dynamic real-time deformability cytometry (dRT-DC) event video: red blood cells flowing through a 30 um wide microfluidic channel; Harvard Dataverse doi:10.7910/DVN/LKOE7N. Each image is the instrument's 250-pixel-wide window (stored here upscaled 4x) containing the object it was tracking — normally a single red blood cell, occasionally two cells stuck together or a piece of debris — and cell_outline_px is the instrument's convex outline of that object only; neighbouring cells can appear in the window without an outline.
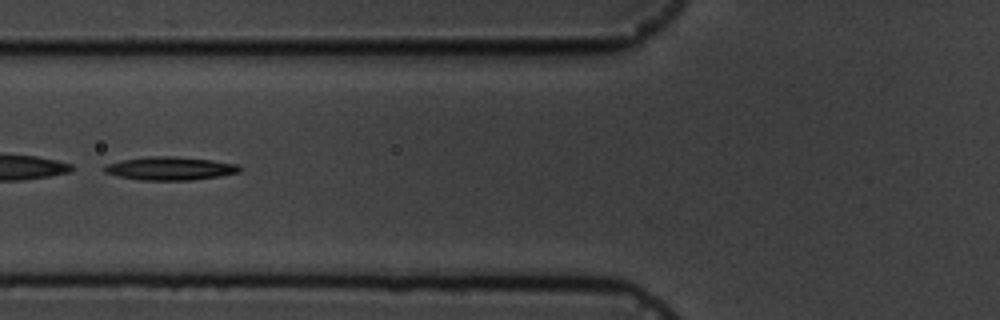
{"species": "common noctule bat (a hibernating species)", "species_latin": "Nyctalus noctula", "temperature_condition": "cold", "stored_images_in_passage": 8, "camera_frame_rate_fps": 3000, "um_per_image_px": 0.085, "animal": {"sex": "male", "body_mass_g": 19.5, "forearm_length_mm": 54.6}, "frame": {"image": 1, "passage_image": 6, "time_ms": 5.667, "image_size_px": [1000, 320], "cell_outline_px": [[240, 172], [220, 176], [192, 180], [140, 180], [116, 176], [104, 172], [104, 164], [124, 160], [148, 156], [172, 156], [212, 160], [236, 164], [240, 168]], "centroid_in_image_um": [14.42, 14.32], "position_along_channel_um": 111.4, "area_um2": 18.32}}
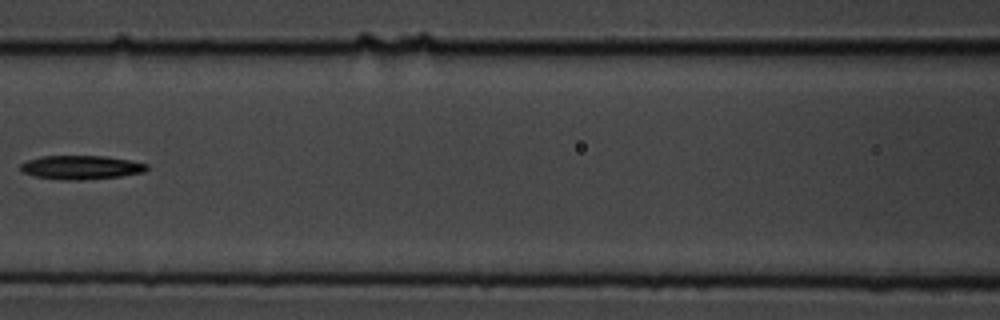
{"frame": {"image": 2, "passage_image": 7, "time_ms": 7.0, "image_size_px": [1000, 320], "cell_outline_px": [[148, 168], [144, 172], [120, 176], [84, 180], [60, 180], [36, 176], [20, 172], [20, 164], [28, 160], [44, 156], [104, 156], [128, 160], [148, 164]], "centroid_in_image_um": [6.87, 14.23], "position_along_channel_um": 159.7, "area_um2": 17.51}}
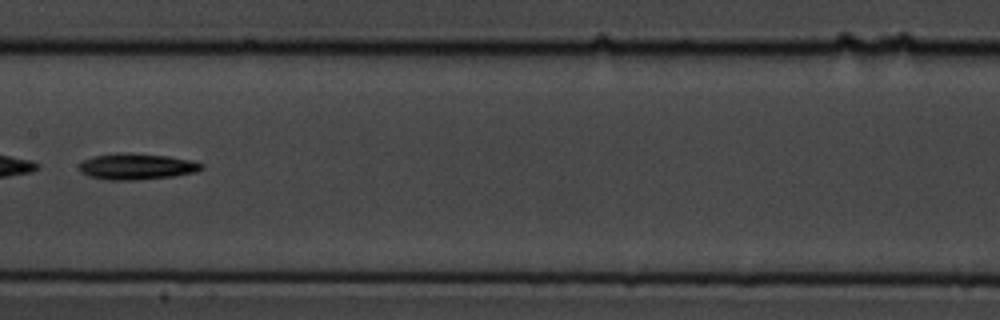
{"frame": {"image": 3, "passage_image": 8, "time_ms": 8.0, "image_size_px": [1000, 320], "cell_outline_px": [[204, 168], [196, 172], [172, 176], [136, 180], [108, 180], [88, 176], [80, 172], [76, 168], [84, 160], [92, 156], [116, 152], [128, 152], [168, 156], [192, 160], [204, 164]], "centroid_in_image_um": [11.59, 14.14], "position_along_channel_um": 195.8, "area_um2": 18.96}}